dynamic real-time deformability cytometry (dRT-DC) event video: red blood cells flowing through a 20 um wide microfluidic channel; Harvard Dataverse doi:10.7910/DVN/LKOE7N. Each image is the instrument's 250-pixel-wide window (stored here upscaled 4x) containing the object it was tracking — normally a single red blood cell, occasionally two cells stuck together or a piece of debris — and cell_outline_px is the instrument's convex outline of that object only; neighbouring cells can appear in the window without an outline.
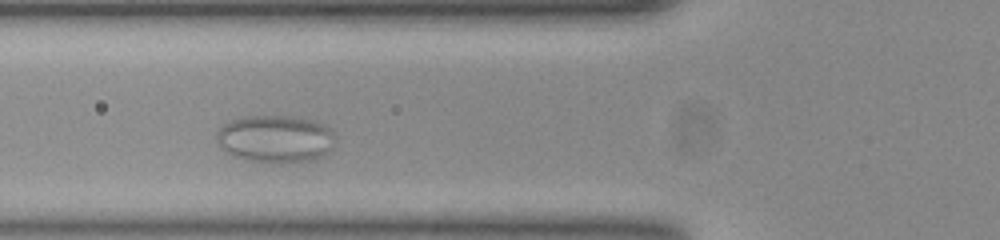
{"species": "common noctule bat (a hibernating species)", "species_latin": "Nyctalus noctula", "temperature_condition": "room temperature", "stored_images_in_passage": 21, "camera_frame_rate_fps": 3000, "um_per_image_px": 0.085, "animal": {"sex": "female", "body_mass_g": 23.0, "forearm_length_mm": 53.4}, "frame": {"image": 1, "passage_image": 7, "time_ms": 2.0, "image_size_px": [1000, 240], "cell_outline_px": [[332, 132], [328, 152], [324, 156], [316, 160], [252, 160], [236, 156], [228, 152], [220, 144], [216, 136], [220, 128], [224, 124], [232, 120], [244, 116], [288, 116], [312, 120], [324, 124]], "centroid_in_image_um": [23.39, 11.75], "position_along_channel_um": 102.4, "area_um2": 31.39}}